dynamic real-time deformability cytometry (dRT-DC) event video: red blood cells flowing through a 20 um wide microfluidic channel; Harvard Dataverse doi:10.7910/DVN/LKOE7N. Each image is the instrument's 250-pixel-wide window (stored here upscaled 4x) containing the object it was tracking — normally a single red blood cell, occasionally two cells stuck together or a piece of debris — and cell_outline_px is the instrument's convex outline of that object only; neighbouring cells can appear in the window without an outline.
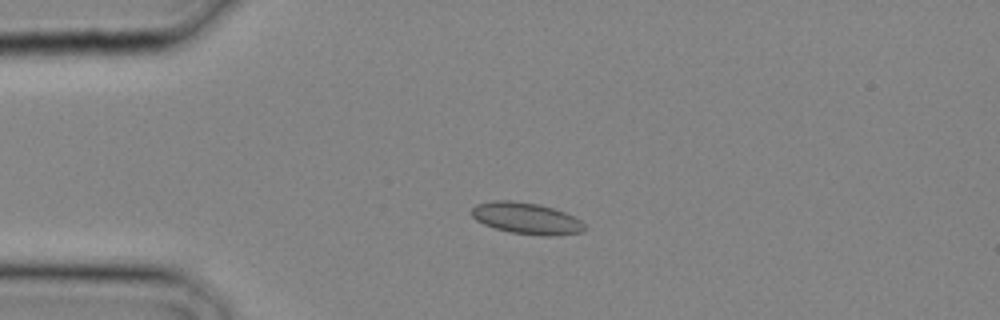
{"species": "common noctule bat (a hibernating species)", "species_latin": "Nyctalus noctula", "temperature_condition": "cold", "stored_images_in_passage": 28, "camera_frame_rate_fps": 3000, "um_per_image_px": 0.085, "animal": {"sex": "male", "body_mass_g": 20.4}, "frame": {"image": 1, "passage_image": 6, "time_ms": 1.667, "image_size_px": [1000, 320], "cell_outline_px": [[584, 232], [552, 236], [544, 236], [512, 232], [496, 228], [484, 224], [476, 220], [472, 216], [472, 208], [476, 204], [492, 200], [512, 200], [540, 204], [564, 212], [580, 220], [584, 224]], "centroid_in_image_um": [44.74, 18.55], "position_along_channel_um": 40.3, "area_um2": 20.63}}
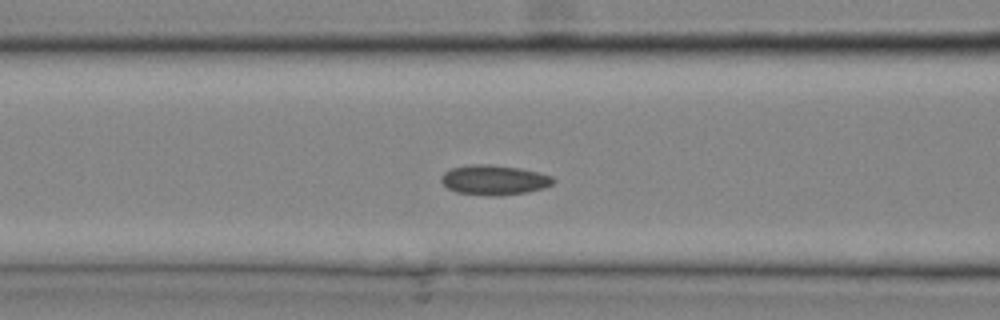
{"frame": {"image": 2, "passage_image": 11, "time_ms": 3.333, "image_size_px": [1000, 320], "cell_outline_px": [[556, 180], [552, 184], [544, 188], [528, 192], [496, 196], [488, 196], [456, 192], [448, 188], [440, 180], [440, 176], [444, 172], [452, 168], [472, 164], [488, 164], [520, 168], [552, 176]], "centroid_in_image_um": [41.99, 15.3], "position_along_channel_um": 124.6, "area_um2": 19.54}}
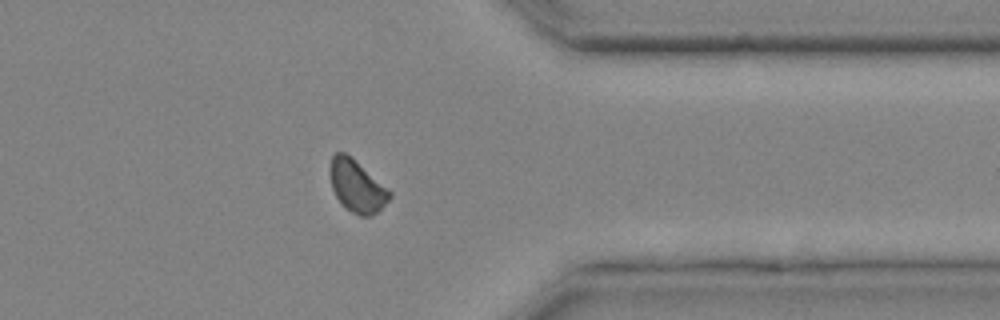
{"frame": {"image": 3, "passage_image": 23, "time_ms": 7.333, "image_size_px": [1000, 320], "cell_outline_px": [[392, 196], [372, 216], [360, 216], [344, 208], [336, 196], [332, 188], [328, 168], [332, 156], [336, 152], [344, 152], [352, 156], [392, 192]], "centroid_in_image_um": [30.31, 15.79], "position_along_channel_um": 381.1, "area_um2": 18.26}}